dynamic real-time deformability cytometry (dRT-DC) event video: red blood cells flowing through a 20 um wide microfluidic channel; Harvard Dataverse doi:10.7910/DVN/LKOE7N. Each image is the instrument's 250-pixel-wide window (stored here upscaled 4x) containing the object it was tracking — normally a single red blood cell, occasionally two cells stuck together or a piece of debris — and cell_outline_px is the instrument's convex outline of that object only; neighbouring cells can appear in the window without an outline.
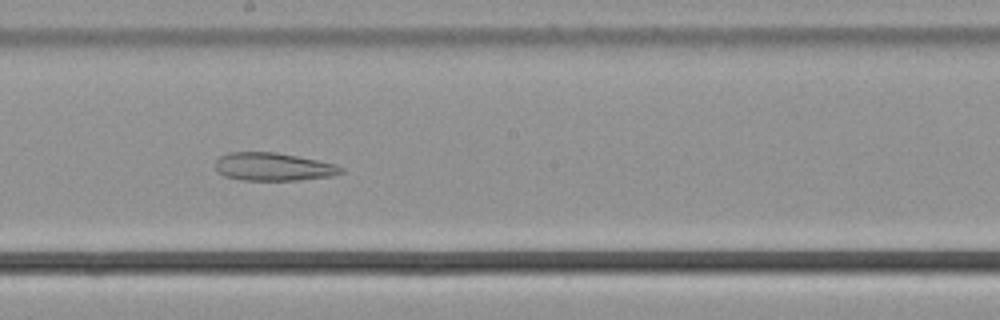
{"species": "common noctule bat (a hibernating species)", "species_latin": "Nyctalus noctula", "temperature_condition": "cold", "stored_images_in_passage": 43, "camera_frame_rate_fps": 3000, "um_per_image_px": 0.085, "animal": {"sex": "male", "body_mass_g": 21.5, "forearm_length_mm": 52.0}, "frame": {"image": 1, "passage_image": 19, "time_ms": 6.0, "image_size_px": [1000, 320], "cell_outline_px": [[344, 172], [332, 176], [300, 180], [240, 180], [224, 176], [216, 172], [216, 160], [220, 156], [228, 152], [276, 152], [336, 164], [344, 168]], "centroid_in_image_um": [23.22, 14.18], "position_along_channel_um": 225.0, "area_um2": 20.63}}